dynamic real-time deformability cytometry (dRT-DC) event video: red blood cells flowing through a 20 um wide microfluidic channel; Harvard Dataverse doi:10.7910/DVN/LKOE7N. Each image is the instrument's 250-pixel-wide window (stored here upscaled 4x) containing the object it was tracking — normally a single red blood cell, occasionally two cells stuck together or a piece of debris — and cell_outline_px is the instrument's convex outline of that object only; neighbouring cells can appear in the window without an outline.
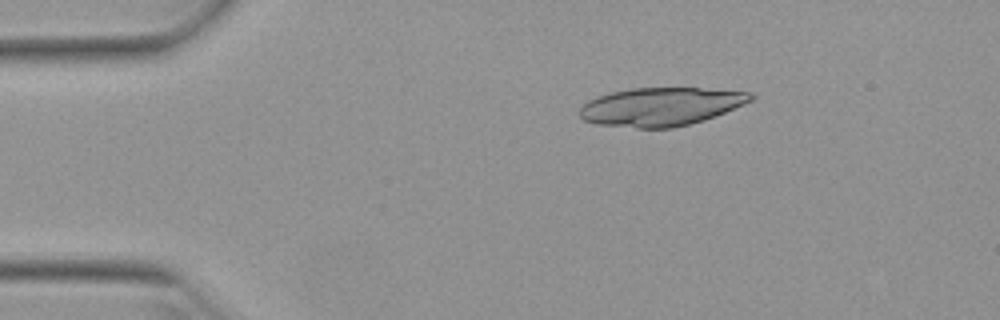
{"species": "Egyptian fruit bat (a non-hibernating species)", "species_latin": "Rousettus aegyptiacus", "temperature_condition": "warm", "stored_images_in_passage": 51, "camera_frame_rate_fps": 3000, "um_per_image_px": 0.085, "animal": {"sex": "female"}, "frame": {"image": 1, "passage_image": 9, "time_ms": 2.667, "image_size_px": [1000, 320], "cell_outline_px": [[756, 96], [752, 100], [744, 104], [716, 116], [704, 120], [672, 128], [636, 128], [596, 124], [584, 120], [576, 112], [588, 100], [596, 96], [612, 92], [632, 88], [700, 88], [752, 92]], "centroid_in_image_um": [56.16, 9.06], "position_along_channel_um": 28.8, "area_um2": 38.38}}